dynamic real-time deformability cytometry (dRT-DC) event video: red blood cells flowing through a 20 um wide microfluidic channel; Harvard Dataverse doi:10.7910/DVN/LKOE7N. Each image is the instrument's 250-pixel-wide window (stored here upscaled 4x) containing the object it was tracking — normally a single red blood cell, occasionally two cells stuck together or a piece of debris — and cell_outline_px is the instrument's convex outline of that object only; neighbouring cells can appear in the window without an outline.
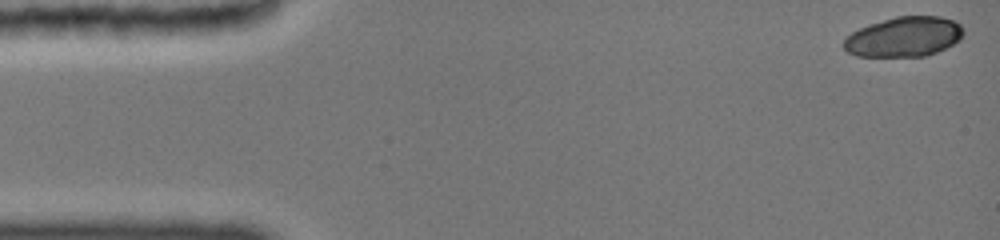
{"species": "common noctule bat (a hibernating species)", "species_latin": "Nyctalus noctula", "temperature_condition": "cold", "stored_images_in_passage": 12, "camera_frame_rate_fps": 3000, "um_per_image_px": 0.085, "animal": {"sex": "female", "body_mass_g": 19.0, "forearm_length_mm": 51.5}, "frame": {"image": 1, "passage_image": 1, "time_ms": 0.0, "image_size_px": [1000, 240], "cell_outline_px": [[964, 32], [960, 40], [936, 52], [924, 56], [856, 56], [848, 52], [844, 48], [844, 40], [852, 32], [860, 28], [896, 16], [940, 16], [952, 20], [960, 24], [964, 28]], "centroid_in_image_um": [76.87, 3.13], "position_along_channel_um": 8.1, "area_um2": 27.57}}